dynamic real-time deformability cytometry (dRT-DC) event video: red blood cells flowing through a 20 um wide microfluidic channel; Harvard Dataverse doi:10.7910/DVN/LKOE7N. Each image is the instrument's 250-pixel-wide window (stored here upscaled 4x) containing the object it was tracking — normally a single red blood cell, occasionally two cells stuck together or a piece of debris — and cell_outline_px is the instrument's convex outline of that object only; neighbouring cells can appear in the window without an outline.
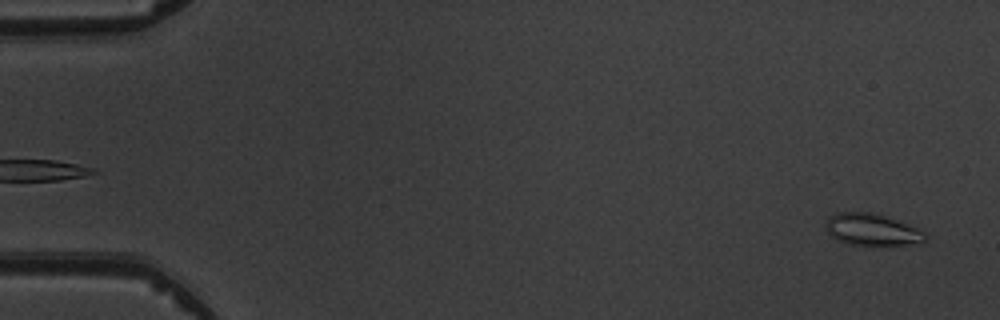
{"species": "common noctule bat (a hibernating species)", "species_latin": "Nyctalus noctula", "temperature_condition": "warm", "stored_images_in_passage": 3, "camera_frame_rate_fps": 3000, "um_per_image_px": 0.085, "animal": {"sex": "male", "body_mass_g": 19.5, "forearm_length_mm": 54.6}, "frame": {"image": 1, "passage_image": 3, "time_ms": 2.333, "image_size_px": [1000, 320], "cell_outline_px": [[928, 236], [920, 244], [888, 248], [848, 244], [836, 240], [828, 232], [824, 224], [836, 212], [868, 212], [884, 216], [896, 220], [916, 228], [924, 232]], "centroid_in_image_um": [74.16, 19.59], "position_along_channel_um": 10.8, "area_um2": 19.07}}